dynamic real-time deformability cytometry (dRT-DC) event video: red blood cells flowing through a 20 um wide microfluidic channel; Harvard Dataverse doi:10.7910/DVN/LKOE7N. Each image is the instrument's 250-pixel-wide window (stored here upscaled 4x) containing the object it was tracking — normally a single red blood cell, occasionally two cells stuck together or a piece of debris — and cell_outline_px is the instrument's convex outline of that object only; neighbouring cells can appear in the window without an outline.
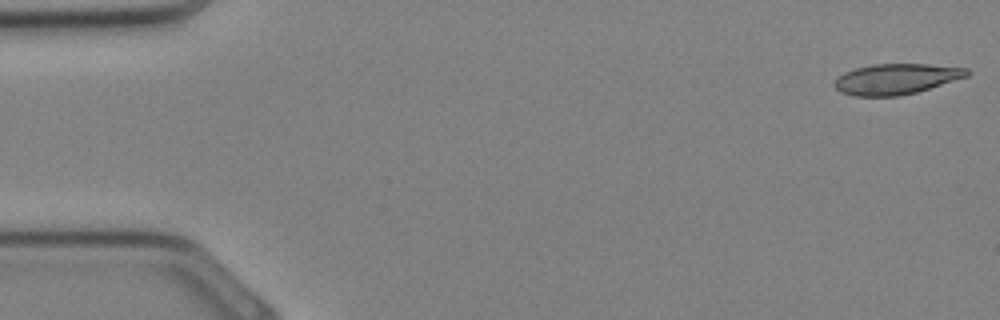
{"species": "Egyptian fruit bat (a non-hibernating species)", "species_latin": "Rousettus aegyptiacus", "temperature_condition": "cold", "stored_images_in_passage": 6, "camera_frame_rate_fps": 3000, "um_per_image_px": 0.085, "animal": {"sex": "female"}, "frame": {"image": 1, "passage_image": 1, "time_ms": 0.0, "image_size_px": [1000, 320], "cell_outline_px": [[968, 76], [916, 92], [900, 96], [856, 96], [840, 92], [832, 84], [844, 72], [856, 68], [872, 64], [928, 64], [968, 68]], "centroid_in_image_um": [76.15, 6.71], "position_along_channel_um": 8.8, "area_um2": 23.47}}